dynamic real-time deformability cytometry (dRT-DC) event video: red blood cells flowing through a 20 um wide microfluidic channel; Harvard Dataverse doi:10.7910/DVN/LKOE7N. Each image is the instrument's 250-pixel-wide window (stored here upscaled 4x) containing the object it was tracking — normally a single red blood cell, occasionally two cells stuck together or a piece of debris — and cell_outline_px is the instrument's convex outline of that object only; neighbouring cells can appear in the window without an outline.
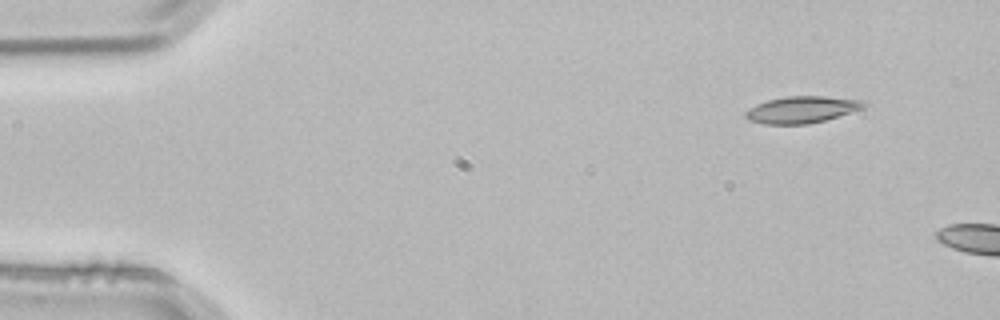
{"species": "common noctule bat (a hibernating species)", "species_latin": "Nyctalus noctula", "temperature_condition": "room temperature", "stored_images_in_passage": 3, "camera_frame_rate_fps": 3000, "um_per_image_px": 0.085, "animal": {"sex": "male", "body_mass_g": 21.5, "forearm_length_mm": 52.0}, "frame": {"image": 1, "passage_image": 1, "time_ms": 0.0, "image_size_px": [1000, 320], "cell_outline_px": [[868, 104], [864, 108], [824, 120], [808, 124], [764, 124], [748, 120], [744, 116], [744, 112], [756, 104], [768, 100], [788, 96], [824, 96], [868, 100]], "centroid_in_image_um": [68.18, 9.31], "position_along_channel_um": 16.8, "area_um2": 18.55}}